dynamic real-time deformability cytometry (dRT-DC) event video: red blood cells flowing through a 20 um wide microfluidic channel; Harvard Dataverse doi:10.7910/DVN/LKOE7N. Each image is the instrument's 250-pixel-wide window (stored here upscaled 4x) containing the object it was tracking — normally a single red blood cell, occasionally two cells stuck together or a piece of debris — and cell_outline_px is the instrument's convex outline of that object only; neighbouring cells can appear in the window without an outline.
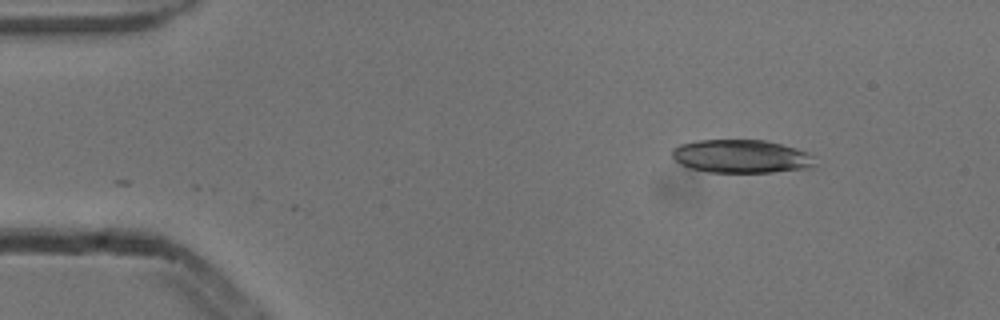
{"species": "common noctule bat (a hibernating species)", "species_latin": "Nyctalus noctula", "temperature_condition": "cold", "stored_images_in_passage": 2, "camera_frame_rate_fps": 3000, "um_per_image_px": 0.085, "animal": {"sex": "male", "body_mass_g": 13.3}, "frame": {"image": 1, "passage_image": 2, "time_ms": 0.333, "image_size_px": [1000, 320], "cell_outline_px": [[820, 168], [772, 172], [708, 172], [692, 168], [680, 164], [672, 156], [672, 148], [680, 144], [696, 140], [764, 140], [796, 148], [808, 152], [812, 156]], "centroid_in_image_um": [63.07, 13.3], "position_along_channel_um": 21.9, "area_um2": 28.03}}